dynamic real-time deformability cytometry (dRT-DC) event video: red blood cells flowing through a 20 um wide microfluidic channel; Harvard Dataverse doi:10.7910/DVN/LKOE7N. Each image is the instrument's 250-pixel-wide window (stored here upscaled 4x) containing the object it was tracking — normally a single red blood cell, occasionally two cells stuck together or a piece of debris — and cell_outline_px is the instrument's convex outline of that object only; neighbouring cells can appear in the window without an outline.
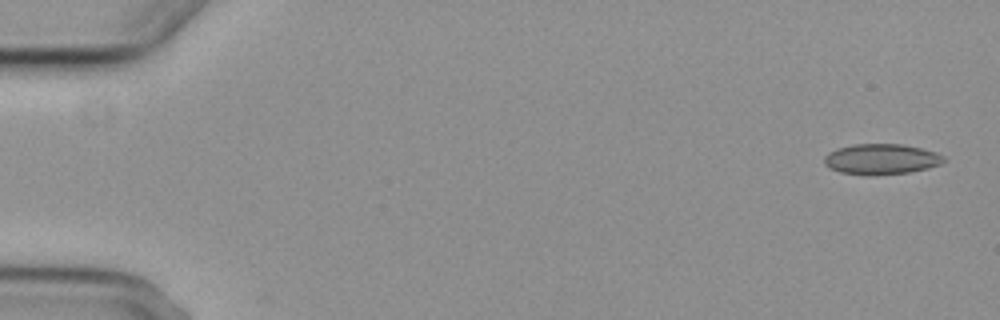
{"species": "common noctule bat (a hibernating species)", "species_latin": "Nyctalus noctula", "temperature_condition": "cold", "stored_images_in_passage": 6, "camera_frame_rate_fps": 3000, "um_per_image_px": 0.085, "animal": {"sex": "female", "body_mass_g": 29.2, "forearm_length_mm": 56.3}, "frame": {"image": 1, "passage_image": 1, "time_ms": 0.0, "image_size_px": [1000, 320], "cell_outline_px": [[944, 160], [940, 164], [928, 168], [908, 172], [872, 176], [868, 176], [840, 172], [828, 168], [824, 164], [824, 156], [828, 152], [836, 148], [852, 144], [904, 144], [936, 152], [944, 156]], "centroid_in_image_um": [74.85, 13.53], "position_along_channel_um": 10.1, "area_um2": 21.5}}
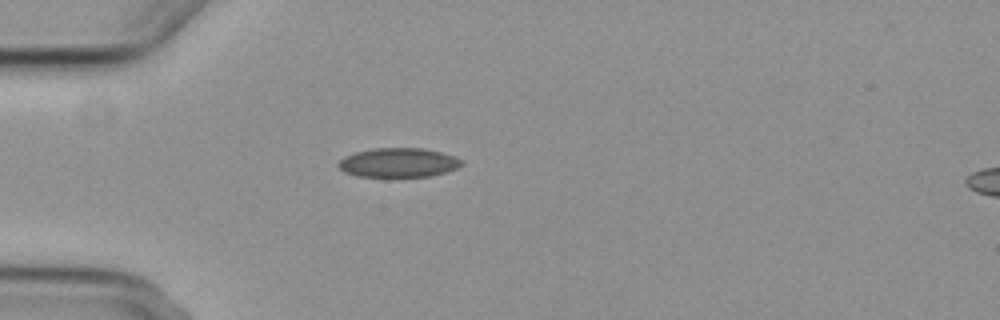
{"frame": {"image": 2, "passage_image": 5, "time_ms": 4.667, "image_size_px": [1000, 320], "cell_outline_px": [[464, 164], [456, 168], [432, 176], [360, 176], [344, 172], [336, 164], [344, 156], [356, 152], [376, 148], [424, 148], [456, 156], [464, 160]], "centroid_in_image_um": [33.89, 13.81], "position_along_channel_um": 51.1, "area_um2": 20.92}}